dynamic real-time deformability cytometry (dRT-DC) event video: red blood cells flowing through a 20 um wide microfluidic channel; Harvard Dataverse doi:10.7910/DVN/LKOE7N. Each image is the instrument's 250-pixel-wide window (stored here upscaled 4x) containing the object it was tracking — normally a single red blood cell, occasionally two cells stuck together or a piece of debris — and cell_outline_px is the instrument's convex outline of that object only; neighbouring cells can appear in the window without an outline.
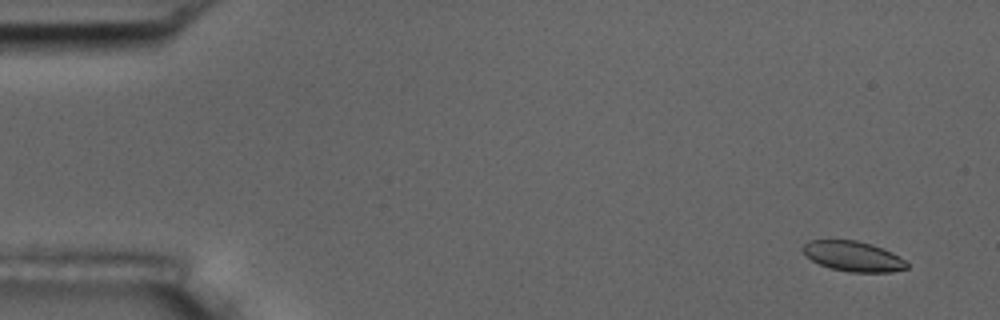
{"species": "common noctule bat (a hibernating species)", "species_latin": "Nyctalus noctula", "temperature_condition": "room temperature", "stored_images_in_passage": 4, "camera_frame_rate_fps": 3000, "um_per_image_px": 0.085, "animal": {"sex": "male", "body_mass_g": 17.5, "forearm_length_mm": 52.3}, "frame": {"image": 1, "passage_image": 1, "time_ms": 0.0, "image_size_px": [1000, 320], "cell_outline_px": [[908, 268], [892, 272], [848, 272], [832, 268], [820, 264], [812, 260], [804, 252], [804, 244], [808, 240], [856, 240], [872, 244], [884, 248], [892, 252], [904, 260], [908, 264]], "centroid_in_image_um": [72.56, 21.78], "position_along_channel_um": 12.4, "area_um2": 18.15}}